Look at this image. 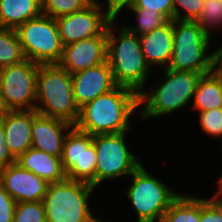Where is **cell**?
Listing matches in <instances>:
<instances>
[{
  "label": "cell",
  "instance_id": "6da1fadb",
  "mask_svg": "<svg viewBox=\"0 0 222 222\" xmlns=\"http://www.w3.org/2000/svg\"><path fill=\"white\" fill-rule=\"evenodd\" d=\"M138 107L139 94L117 85L81 107L74 126L90 135L127 132Z\"/></svg>",
  "mask_w": 222,
  "mask_h": 222
},
{
  "label": "cell",
  "instance_id": "7a4b0ae2",
  "mask_svg": "<svg viewBox=\"0 0 222 222\" xmlns=\"http://www.w3.org/2000/svg\"><path fill=\"white\" fill-rule=\"evenodd\" d=\"M116 19L107 26L106 60L118 86L129 88L136 93L144 90L151 68L141 50L139 36L129 32L124 26L118 36L113 31Z\"/></svg>",
  "mask_w": 222,
  "mask_h": 222
},
{
  "label": "cell",
  "instance_id": "3957f363",
  "mask_svg": "<svg viewBox=\"0 0 222 222\" xmlns=\"http://www.w3.org/2000/svg\"><path fill=\"white\" fill-rule=\"evenodd\" d=\"M35 111L73 126L78 121L80 109L73 96L71 74L59 64H39Z\"/></svg>",
  "mask_w": 222,
  "mask_h": 222
},
{
  "label": "cell",
  "instance_id": "277c9868",
  "mask_svg": "<svg viewBox=\"0 0 222 222\" xmlns=\"http://www.w3.org/2000/svg\"><path fill=\"white\" fill-rule=\"evenodd\" d=\"M164 79L158 86H153L139 93V106L145 104L141 112L142 120L167 115L182 109L193 100L198 81L204 75L194 71L164 69Z\"/></svg>",
  "mask_w": 222,
  "mask_h": 222
},
{
  "label": "cell",
  "instance_id": "5b68a950",
  "mask_svg": "<svg viewBox=\"0 0 222 222\" xmlns=\"http://www.w3.org/2000/svg\"><path fill=\"white\" fill-rule=\"evenodd\" d=\"M210 42L211 36L196 21L173 19V51L167 69L212 72Z\"/></svg>",
  "mask_w": 222,
  "mask_h": 222
},
{
  "label": "cell",
  "instance_id": "8992f818",
  "mask_svg": "<svg viewBox=\"0 0 222 222\" xmlns=\"http://www.w3.org/2000/svg\"><path fill=\"white\" fill-rule=\"evenodd\" d=\"M95 188L88 183L65 179L49 183L43 198L46 222H91L89 198Z\"/></svg>",
  "mask_w": 222,
  "mask_h": 222
},
{
  "label": "cell",
  "instance_id": "52a82bcc",
  "mask_svg": "<svg viewBox=\"0 0 222 222\" xmlns=\"http://www.w3.org/2000/svg\"><path fill=\"white\" fill-rule=\"evenodd\" d=\"M133 183L125 192L137 213V222H160L180 195L141 165L131 175Z\"/></svg>",
  "mask_w": 222,
  "mask_h": 222
},
{
  "label": "cell",
  "instance_id": "ba28073f",
  "mask_svg": "<svg viewBox=\"0 0 222 222\" xmlns=\"http://www.w3.org/2000/svg\"><path fill=\"white\" fill-rule=\"evenodd\" d=\"M25 59L37 64H58L63 53L54 18L41 14L15 29Z\"/></svg>",
  "mask_w": 222,
  "mask_h": 222
},
{
  "label": "cell",
  "instance_id": "9c48e42d",
  "mask_svg": "<svg viewBox=\"0 0 222 222\" xmlns=\"http://www.w3.org/2000/svg\"><path fill=\"white\" fill-rule=\"evenodd\" d=\"M126 132L93 135L96 149L95 187L104 180L130 176L142 164L125 144Z\"/></svg>",
  "mask_w": 222,
  "mask_h": 222
},
{
  "label": "cell",
  "instance_id": "30bf717a",
  "mask_svg": "<svg viewBox=\"0 0 222 222\" xmlns=\"http://www.w3.org/2000/svg\"><path fill=\"white\" fill-rule=\"evenodd\" d=\"M38 68L39 64L25 59L0 69V99L5 111L35 110Z\"/></svg>",
  "mask_w": 222,
  "mask_h": 222
},
{
  "label": "cell",
  "instance_id": "8fae6325",
  "mask_svg": "<svg viewBox=\"0 0 222 222\" xmlns=\"http://www.w3.org/2000/svg\"><path fill=\"white\" fill-rule=\"evenodd\" d=\"M92 142L93 135L73 126L66 134L61 162L67 179L95 188L96 149Z\"/></svg>",
  "mask_w": 222,
  "mask_h": 222
},
{
  "label": "cell",
  "instance_id": "7c38bea8",
  "mask_svg": "<svg viewBox=\"0 0 222 222\" xmlns=\"http://www.w3.org/2000/svg\"><path fill=\"white\" fill-rule=\"evenodd\" d=\"M94 0L81 10L55 19L62 45L101 35L113 18Z\"/></svg>",
  "mask_w": 222,
  "mask_h": 222
},
{
  "label": "cell",
  "instance_id": "4fadbf2b",
  "mask_svg": "<svg viewBox=\"0 0 222 222\" xmlns=\"http://www.w3.org/2000/svg\"><path fill=\"white\" fill-rule=\"evenodd\" d=\"M107 29L99 36L63 46L60 62L70 74L95 67L106 61Z\"/></svg>",
  "mask_w": 222,
  "mask_h": 222
},
{
  "label": "cell",
  "instance_id": "5bb4252c",
  "mask_svg": "<svg viewBox=\"0 0 222 222\" xmlns=\"http://www.w3.org/2000/svg\"><path fill=\"white\" fill-rule=\"evenodd\" d=\"M48 184L16 162L0 171V185L16 202L43 201Z\"/></svg>",
  "mask_w": 222,
  "mask_h": 222
},
{
  "label": "cell",
  "instance_id": "9a60e30c",
  "mask_svg": "<svg viewBox=\"0 0 222 222\" xmlns=\"http://www.w3.org/2000/svg\"><path fill=\"white\" fill-rule=\"evenodd\" d=\"M71 80L73 96L79 109L117 86L107 60L98 66L71 74Z\"/></svg>",
  "mask_w": 222,
  "mask_h": 222
},
{
  "label": "cell",
  "instance_id": "2e32d148",
  "mask_svg": "<svg viewBox=\"0 0 222 222\" xmlns=\"http://www.w3.org/2000/svg\"><path fill=\"white\" fill-rule=\"evenodd\" d=\"M72 127L64 120L37 114L33 118L31 147L61 158L66 134Z\"/></svg>",
  "mask_w": 222,
  "mask_h": 222
},
{
  "label": "cell",
  "instance_id": "e0dca14e",
  "mask_svg": "<svg viewBox=\"0 0 222 222\" xmlns=\"http://www.w3.org/2000/svg\"><path fill=\"white\" fill-rule=\"evenodd\" d=\"M37 114L35 110H14L0 116L6 144L16 159L31 148L33 118Z\"/></svg>",
  "mask_w": 222,
  "mask_h": 222
},
{
  "label": "cell",
  "instance_id": "ac0fdd59",
  "mask_svg": "<svg viewBox=\"0 0 222 222\" xmlns=\"http://www.w3.org/2000/svg\"><path fill=\"white\" fill-rule=\"evenodd\" d=\"M139 40L149 67L159 65L161 70L166 69L173 51V20H168L161 27L139 36Z\"/></svg>",
  "mask_w": 222,
  "mask_h": 222
},
{
  "label": "cell",
  "instance_id": "d6986e66",
  "mask_svg": "<svg viewBox=\"0 0 222 222\" xmlns=\"http://www.w3.org/2000/svg\"><path fill=\"white\" fill-rule=\"evenodd\" d=\"M16 163L48 183L61 182L66 179L60 157L49 155L33 147L21 154L16 159Z\"/></svg>",
  "mask_w": 222,
  "mask_h": 222
},
{
  "label": "cell",
  "instance_id": "ffe728a7",
  "mask_svg": "<svg viewBox=\"0 0 222 222\" xmlns=\"http://www.w3.org/2000/svg\"><path fill=\"white\" fill-rule=\"evenodd\" d=\"M41 14V0H0L1 28L16 29Z\"/></svg>",
  "mask_w": 222,
  "mask_h": 222
},
{
  "label": "cell",
  "instance_id": "44dd1931",
  "mask_svg": "<svg viewBox=\"0 0 222 222\" xmlns=\"http://www.w3.org/2000/svg\"><path fill=\"white\" fill-rule=\"evenodd\" d=\"M192 107L199 111L222 108V78L213 71L202 75L194 93Z\"/></svg>",
  "mask_w": 222,
  "mask_h": 222
},
{
  "label": "cell",
  "instance_id": "7402d4cb",
  "mask_svg": "<svg viewBox=\"0 0 222 222\" xmlns=\"http://www.w3.org/2000/svg\"><path fill=\"white\" fill-rule=\"evenodd\" d=\"M200 198L180 194L162 216L160 222H199Z\"/></svg>",
  "mask_w": 222,
  "mask_h": 222
},
{
  "label": "cell",
  "instance_id": "603a6c76",
  "mask_svg": "<svg viewBox=\"0 0 222 222\" xmlns=\"http://www.w3.org/2000/svg\"><path fill=\"white\" fill-rule=\"evenodd\" d=\"M25 60L15 29L0 27V69Z\"/></svg>",
  "mask_w": 222,
  "mask_h": 222
},
{
  "label": "cell",
  "instance_id": "cb8c5ba5",
  "mask_svg": "<svg viewBox=\"0 0 222 222\" xmlns=\"http://www.w3.org/2000/svg\"><path fill=\"white\" fill-rule=\"evenodd\" d=\"M136 14V22L138 26L124 27L131 33L141 36L153 31L156 28L164 25L168 20L157 11H150L147 8H127Z\"/></svg>",
  "mask_w": 222,
  "mask_h": 222
},
{
  "label": "cell",
  "instance_id": "d4e9b609",
  "mask_svg": "<svg viewBox=\"0 0 222 222\" xmlns=\"http://www.w3.org/2000/svg\"><path fill=\"white\" fill-rule=\"evenodd\" d=\"M93 0H41L42 14L54 19L88 6Z\"/></svg>",
  "mask_w": 222,
  "mask_h": 222
},
{
  "label": "cell",
  "instance_id": "484cf974",
  "mask_svg": "<svg viewBox=\"0 0 222 222\" xmlns=\"http://www.w3.org/2000/svg\"><path fill=\"white\" fill-rule=\"evenodd\" d=\"M196 22L211 36V28L222 26V0H203L201 14Z\"/></svg>",
  "mask_w": 222,
  "mask_h": 222
},
{
  "label": "cell",
  "instance_id": "4316f807",
  "mask_svg": "<svg viewBox=\"0 0 222 222\" xmlns=\"http://www.w3.org/2000/svg\"><path fill=\"white\" fill-rule=\"evenodd\" d=\"M13 222H46L42 201L17 202Z\"/></svg>",
  "mask_w": 222,
  "mask_h": 222
},
{
  "label": "cell",
  "instance_id": "83f0119b",
  "mask_svg": "<svg viewBox=\"0 0 222 222\" xmlns=\"http://www.w3.org/2000/svg\"><path fill=\"white\" fill-rule=\"evenodd\" d=\"M213 198H200L199 222H222V195L213 194Z\"/></svg>",
  "mask_w": 222,
  "mask_h": 222
},
{
  "label": "cell",
  "instance_id": "f1b7e54d",
  "mask_svg": "<svg viewBox=\"0 0 222 222\" xmlns=\"http://www.w3.org/2000/svg\"><path fill=\"white\" fill-rule=\"evenodd\" d=\"M202 130L211 137H222V108L199 112Z\"/></svg>",
  "mask_w": 222,
  "mask_h": 222
},
{
  "label": "cell",
  "instance_id": "f546056e",
  "mask_svg": "<svg viewBox=\"0 0 222 222\" xmlns=\"http://www.w3.org/2000/svg\"><path fill=\"white\" fill-rule=\"evenodd\" d=\"M202 5L203 0H173L174 19L196 21L201 14ZM179 8L184 10L183 14Z\"/></svg>",
  "mask_w": 222,
  "mask_h": 222
},
{
  "label": "cell",
  "instance_id": "4dcf8cb0",
  "mask_svg": "<svg viewBox=\"0 0 222 222\" xmlns=\"http://www.w3.org/2000/svg\"><path fill=\"white\" fill-rule=\"evenodd\" d=\"M128 8H147L159 12L167 20L174 19L173 0H135L133 6Z\"/></svg>",
  "mask_w": 222,
  "mask_h": 222
},
{
  "label": "cell",
  "instance_id": "1f68e13d",
  "mask_svg": "<svg viewBox=\"0 0 222 222\" xmlns=\"http://www.w3.org/2000/svg\"><path fill=\"white\" fill-rule=\"evenodd\" d=\"M16 201L0 185V222H13Z\"/></svg>",
  "mask_w": 222,
  "mask_h": 222
},
{
  "label": "cell",
  "instance_id": "d6a6232c",
  "mask_svg": "<svg viewBox=\"0 0 222 222\" xmlns=\"http://www.w3.org/2000/svg\"><path fill=\"white\" fill-rule=\"evenodd\" d=\"M15 162L16 158L9 151L6 144L5 129L3 124L0 122V171Z\"/></svg>",
  "mask_w": 222,
  "mask_h": 222
},
{
  "label": "cell",
  "instance_id": "836d02e7",
  "mask_svg": "<svg viewBox=\"0 0 222 222\" xmlns=\"http://www.w3.org/2000/svg\"><path fill=\"white\" fill-rule=\"evenodd\" d=\"M96 3L100 4L102 8H105V10L113 19L117 20V16L120 13V11L123 8H128L133 6L135 0H106V5L105 3H101L100 0H94ZM103 4V5H101ZM104 6V7H103Z\"/></svg>",
  "mask_w": 222,
  "mask_h": 222
},
{
  "label": "cell",
  "instance_id": "e575fe53",
  "mask_svg": "<svg viewBox=\"0 0 222 222\" xmlns=\"http://www.w3.org/2000/svg\"><path fill=\"white\" fill-rule=\"evenodd\" d=\"M212 71L222 78V46L213 51Z\"/></svg>",
  "mask_w": 222,
  "mask_h": 222
},
{
  "label": "cell",
  "instance_id": "d590c367",
  "mask_svg": "<svg viewBox=\"0 0 222 222\" xmlns=\"http://www.w3.org/2000/svg\"><path fill=\"white\" fill-rule=\"evenodd\" d=\"M219 179H218V183H219V189L217 190V192H219L221 195H222V175H221V177H218Z\"/></svg>",
  "mask_w": 222,
  "mask_h": 222
},
{
  "label": "cell",
  "instance_id": "8d00e7d4",
  "mask_svg": "<svg viewBox=\"0 0 222 222\" xmlns=\"http://www.w3.org/2000/svg\"><path fill=\"white\" fill-rule=\"evenodd\" d=\"M5 112V109L2 105L1 99H0V116Z\"/></svg>",
  "mask_w": 222,
  "mask_h": 222
},
{
  "label": "cell",
  "instance_id": "74e56055",
  "mask_svg": "<svg viewBox=\"0 0 222 222\" xmlns=\"http://www.w3.org/2000/svg\"><path fill=\"white\" fill-rule=\"evenodd\" d=\"M91 222H104V221H101V219L94 218Z\"/></svg>",
  "mask_w": 222,
  "mask_h": 222
}]
</instances>
